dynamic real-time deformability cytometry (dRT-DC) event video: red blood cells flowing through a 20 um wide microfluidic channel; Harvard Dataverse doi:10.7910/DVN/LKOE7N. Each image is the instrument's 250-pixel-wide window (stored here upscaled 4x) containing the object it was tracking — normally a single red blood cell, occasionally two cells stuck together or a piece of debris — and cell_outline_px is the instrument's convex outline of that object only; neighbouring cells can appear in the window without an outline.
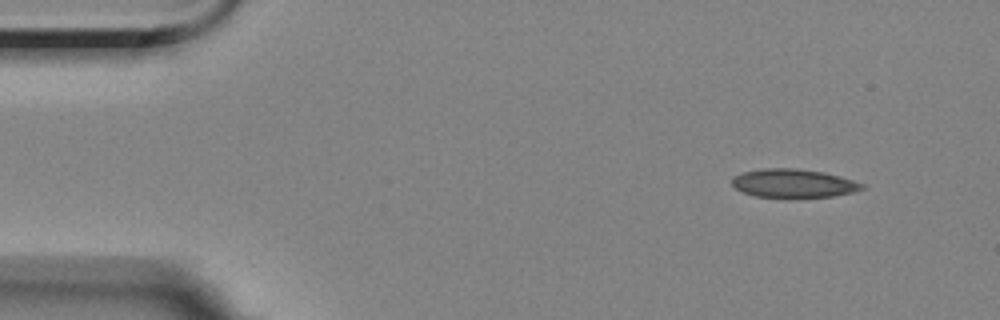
{"species": "Egyptian fruit bat (a non-hibernating species)", "species_latin": "Rousettus aegyptiacus", "temperature_condition": "room temperature", "stored_images_in_passage": 52, "camera_frame_rate_fps": 3000, "um_per_image_px": 0.085, "animal": {"sex": "female"}, "frame": {"image": 1, "passage_image": 1, "time_ms": 0.0, "image_size_px": [1000, 320], "cell_outline_px": [[864, 188], [852, 192], [832, 196], [756, 196], [744, 192], [736, 188], [732, 184], [732, 176], [744, 172], [764, 168], [796, 168], [824, 172], [840, 176], [864, 184]], "centroid_in_image_um": [67.43, 15.55], "position_along_channel_um": 17.6, "area_um2": 21.1}}
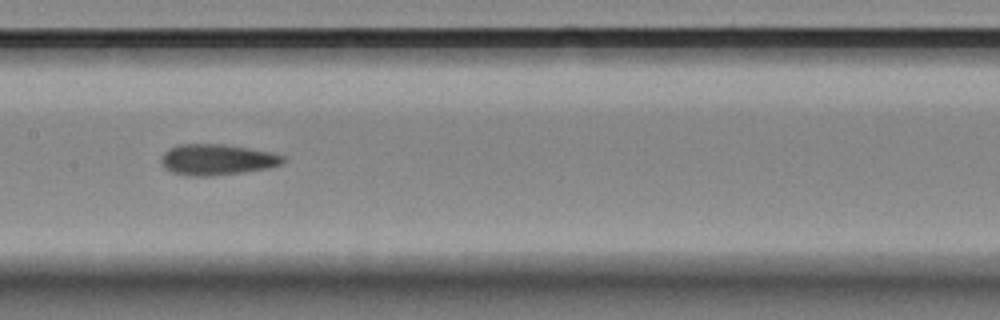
{"frame": {"image": 2, "passage_image": 23, "time_ms": 7.333, "image_size_px": [1000, 320], "cell_outline_px": [[288, 160], [284, 164], [268, 168], [244, 172], [212, 176], [192, 176], [172, 172], [164, 168], [160, 160], [160, 156], [168, 148], [176, 144], [224, 144], [272, 152], [284, 156]], "centroid_in_image_um": [18.46, 13.56], "position_along_channel_um": 188.9, "area_um2": 22.31}}
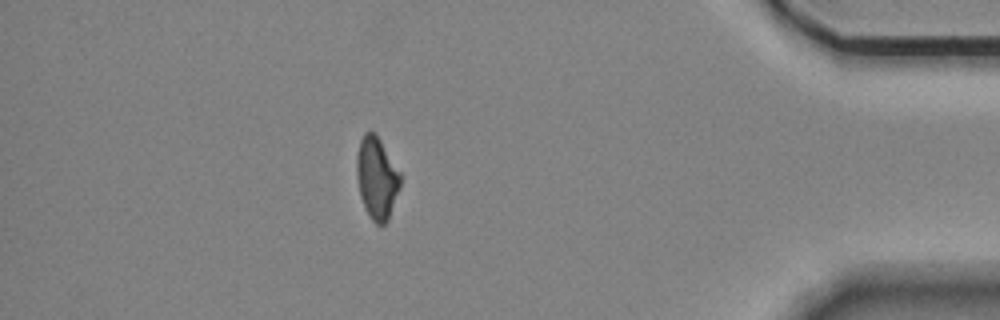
{"frame": {"image": 3, "passage_image": 45, "time_ms": 14.667, "image_size_px": [1000, 320], "cell_outline_px": [[400, 188], [388, 220], [384, 224], [376, 224], [372, 220], [364, 208], [360, 196], [356, 176], [356, 156], [360, 140], [364, 132], [376, 132], [400, 172]], "centroid_in_image_um": [32.01, 15.12], "position_along_channel_um": 403.2, "area_um2": 21.04}, "authors_computed_cell_mechanics": {"area_um2": 21.675, "velocity_mm_per_s": 3.5164, "shape_relaxation_time_tau1_ms": 8.7027, "shape_relaxation_time_tau2_ms": 3.7648, "deformation_change_tau1": 0.1648, "deformation_change_tau2": 0.0913}}